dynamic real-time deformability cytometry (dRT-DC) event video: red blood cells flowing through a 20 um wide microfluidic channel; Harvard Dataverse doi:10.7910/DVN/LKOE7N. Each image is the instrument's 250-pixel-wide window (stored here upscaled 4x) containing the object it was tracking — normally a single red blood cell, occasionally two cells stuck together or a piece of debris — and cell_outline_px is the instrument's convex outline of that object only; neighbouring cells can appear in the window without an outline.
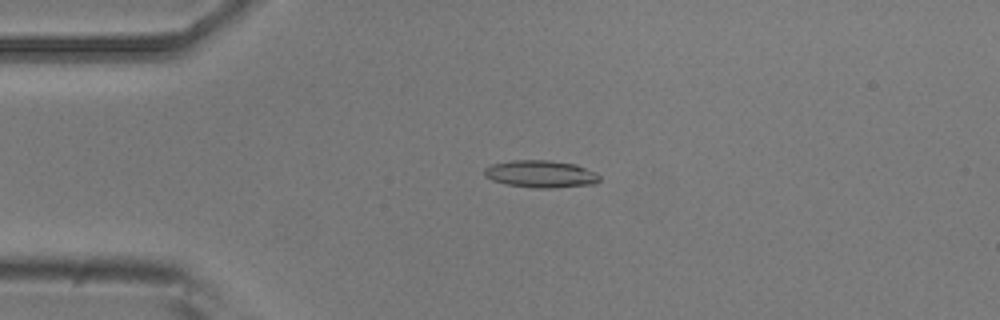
{"species": "common noctule bat (a hibernating species)", "species_latin": "Nyctalus noctula", "temperature_condition": "room temperature", "stored_images_in_passage": 51, "camera_frame_rate_fps": 3000, "um_per_image_px": 0.085, "animal": {"sex": "male", "body_mass_g": 20.5, "forearm_length_mm": 52.5}, "frame": {"image": 1, "passage_image": 12, "time_ms": 3.667, "image_size_px": [1000, 320], "cell_outline_px": [[600, 180], [596, 184], [552, 188], [532, 188], [508, 184], [492, 180], [484, 176], [484, 168], [492, 164], [512, 160], [548, 160], [576, 164], [596, 172], [600, 176]], "centroid_in_image_um": [45.98, 14.79], "position_along_channel_um": 39.0, "area_um2": 18.44}}
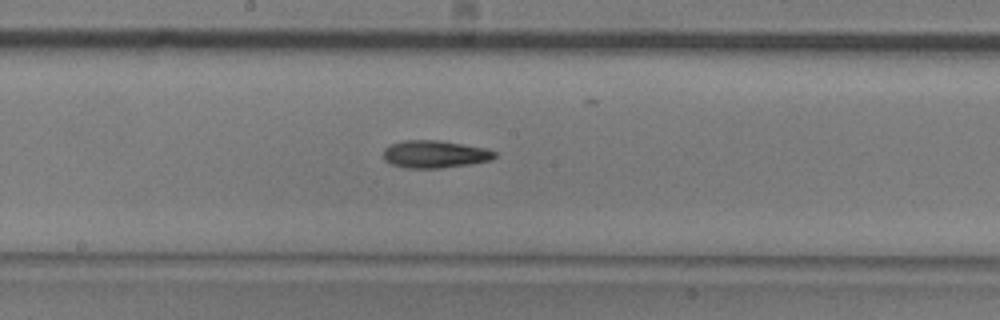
{"frame": {"image": 2, "passage_image": 27, "time_ms": 8.667, "image_size_px": [1000, 320], "cell_outline_px": [[496, 156], [492, 160], [468, 164], [440, 168], [404, 168], [392, 164], [384, 160], [384, 148], [392, 144], [404, 140], [440, 140], [484, 148], [496, 152]], "centroid_in_image_um": [36.94, 13.1], "position_along_channel_um": 211.3, "area_um2": 17.74}}
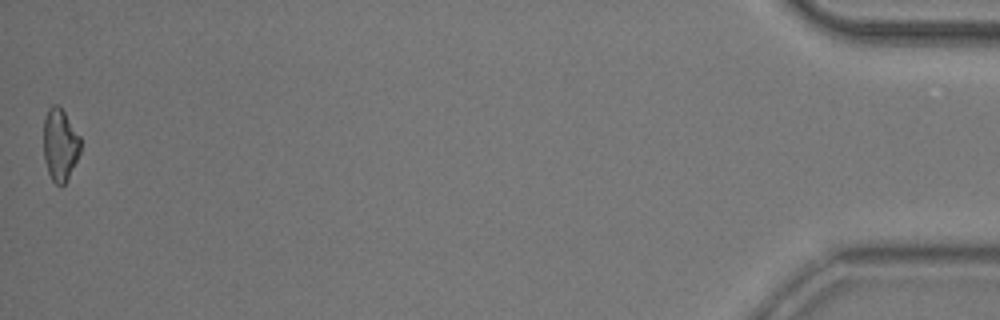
{"frame": {"image": 3, "passage_image": 51, "time_ms": 16.667, "image_size_px": [1000, 320], "cell_outline_px": [[80, 152], [64, 184], [60, 188], [52, 180], [48, 172], [44, 160], [44, 120], [48, 108], [52, 104], [56, 104], [64, 112], [80, 136]], "centroid_in_image_um": [5.09, 12.3], "position_along_channel_um": 430.1, "area_um2": 15.37}, "authors_computed_cell_mechanics": {"area_um2": 16.9354, "velocity_mm_per_s": 3.9603, "shape_relaxation_time_tau1_ms": 3.0101, "shape_relaxation_time_tau2_ms": null, "deformation_change_tau1": 0.1408, "deformation_change_tau2": null}}